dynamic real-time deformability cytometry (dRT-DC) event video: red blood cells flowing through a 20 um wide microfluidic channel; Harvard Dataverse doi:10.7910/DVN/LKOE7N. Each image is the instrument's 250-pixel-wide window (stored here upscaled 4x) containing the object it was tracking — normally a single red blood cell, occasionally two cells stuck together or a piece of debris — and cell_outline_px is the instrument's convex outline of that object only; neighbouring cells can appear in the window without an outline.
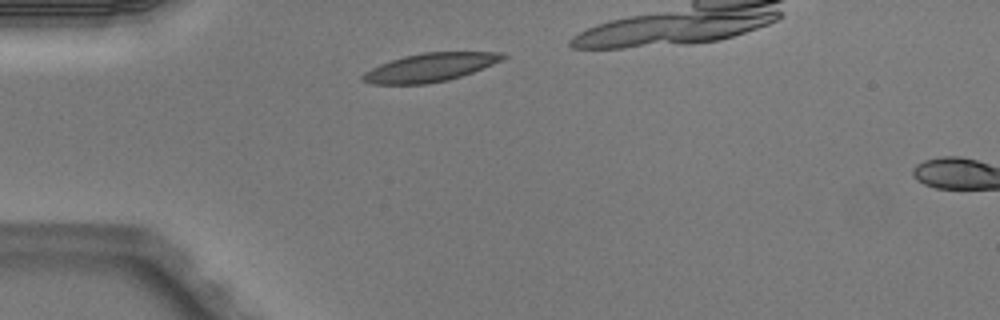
{"species": "Egyptian fruit bat (a non-hibernating species)", "species_latin": "Rousettus aegyptiacus", "temperature_condition": "warm", "stored_images_in_passage": 2, "camera_frame_rate_fps": 3000, "um_per_image_px": 0.085, "animal": {"sex": "male"}, "frame": {"image": 1, "passage_image": 1, "time_ms": 0.0, "image_size_px": [1000, 320], "cell_outline_px": [[508, 56], [504, 60], [472, 72], [448, 80], [428, 84], [372, 84], [360, 80], [360, 76], [364, 72], [380, 64], [404, 56], [424, 52], [504, 52]], "centroid_in_image_um": [36.56, 5.73], "position_along_channel_um": 48.4, "area_um2": 23.24}}